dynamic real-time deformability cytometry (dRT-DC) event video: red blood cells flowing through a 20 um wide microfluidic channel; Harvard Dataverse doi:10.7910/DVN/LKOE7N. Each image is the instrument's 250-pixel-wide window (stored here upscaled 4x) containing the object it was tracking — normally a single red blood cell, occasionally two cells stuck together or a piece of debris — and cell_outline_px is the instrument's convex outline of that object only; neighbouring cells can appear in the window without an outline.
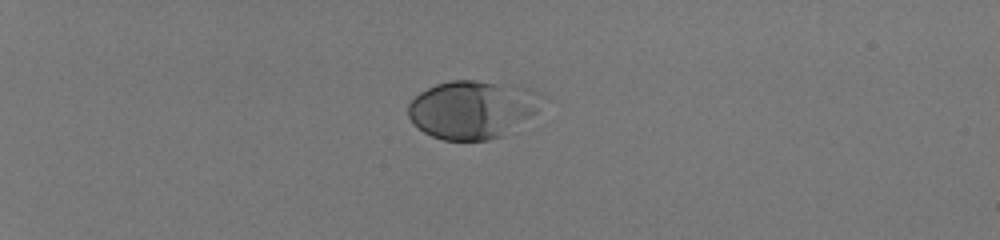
{"species": "human", "species_latin": "Homo sapiens", "temperature_condition": "room temperature", "stored_images_in_passage": 40, "camera_frame_rate_fps": 3000, "um_per_image_px": 0.085, "donor": {"sex": "male"}, "frame": {"image": 1, "passage_image": 1, "time_ms": 0.0, "image_size_px": [1000, 240], "cell_outline_px": [[504, 136], [488, 140], [444, 140], [432, 136], [424, 132], [408, 116], [408, 104], [420, 92], [436, 84], [452, 80], [476, 80], [492, 84], [496, 88]], "centroid_in_image_um": [38.96, 9.43], "position_along_channel_um": 46.0, "area_um2": 34.04}}
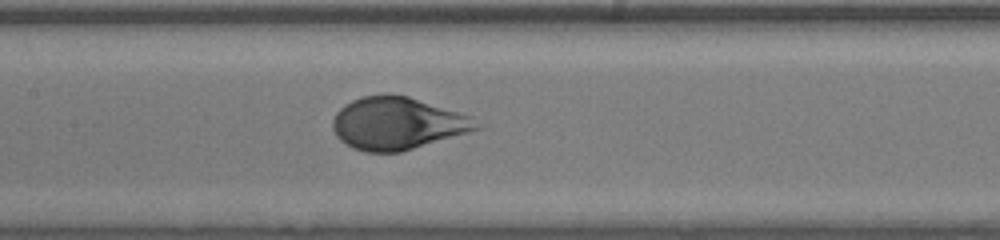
{"frame": {"image": 2, "passage_image": 17, "time_ms": 5.333, "image_size_px": [1000, 240], "cell_outline_px": [[488, 124], [484, 128], [400, 152], [364, 152], [352, 148], [340, 140], [336, 136], [332, 128], [332, 120], [336, 112], [344, 104], [352, 100], [364, 96], [388, 92], [408, 96], [472, 116]], "centroid_in_image_um": [33.82, 10.48], "position_along_channel_um": 173.6, "area_um2": 44.68}}
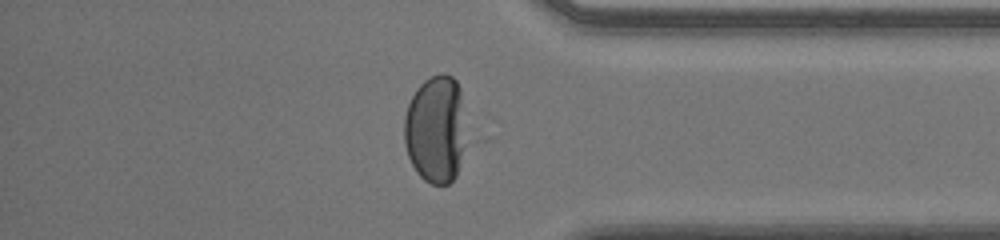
{"frame": {"image": 3, "passage_image": 34, "time_ms": 11.0, "image_size_px": [1000, 240], "cell_outline_px": [[464, 144], [456, 176], [448, 184], [432, 184], [424, 180], [416, 172], [408, 156], [404, 144], [404, 116], [408, 104], [416, 88], [424, 80], [440, 72], [444, 72], [452, 76], [456, 80], [460, 88]], "centroid_in_image_um": [36.99, 10.97], "position_along_channel_um": 398.2, "area_um2": 38.67}, "authors_computed_cell_mechanics": {"area_um2": 43.8413, "velocity_mm_per_s": 4.0227, "shape_relaxation_time_tau1_ms": 2.7886, "shape_relaxation_time_tau2_ms": null, "deformation_change_tau1": 0.1809, "deformation_change_tau2": null}}